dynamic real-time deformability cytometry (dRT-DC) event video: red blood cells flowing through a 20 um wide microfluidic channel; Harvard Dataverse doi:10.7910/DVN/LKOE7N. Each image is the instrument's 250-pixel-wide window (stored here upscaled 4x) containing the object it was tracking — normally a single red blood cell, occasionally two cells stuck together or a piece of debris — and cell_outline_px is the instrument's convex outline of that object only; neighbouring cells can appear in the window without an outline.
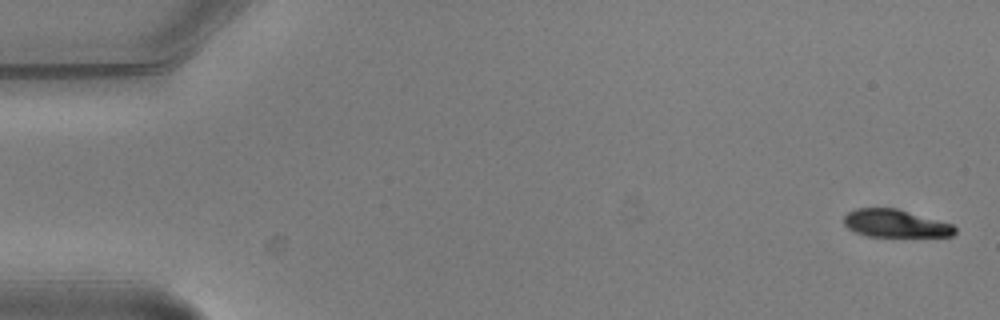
{"species": "common noctule bat (a hibernating species)", "species_latin": "Nyctalus noctula", "temperature_condition": "warm", "stored_images_in_passage": 6, "camera_frame_rate_fps": 3000, "um_per_image_px": 0.085, "animal": {"sex": "male", "body_mass_g": 20.5, "forearm_length_mm": 52.5}, "frame": {"image": 1, "passage_image": 1, "time_ms": 0.0, "image_size_px": [1000, 320], "cell_outline_px": [[956, 232], [952, 236], [868, 236], [856, 232], [848, 228], [844, 224], [844, 216], [848, 212], [856, 208], [896, 208], [952, 224], [956, 228]], "centroid_in_image_um": [76.09, 18.99], "position_along_channel_um": 8.9, "area_um2": 17.74}}
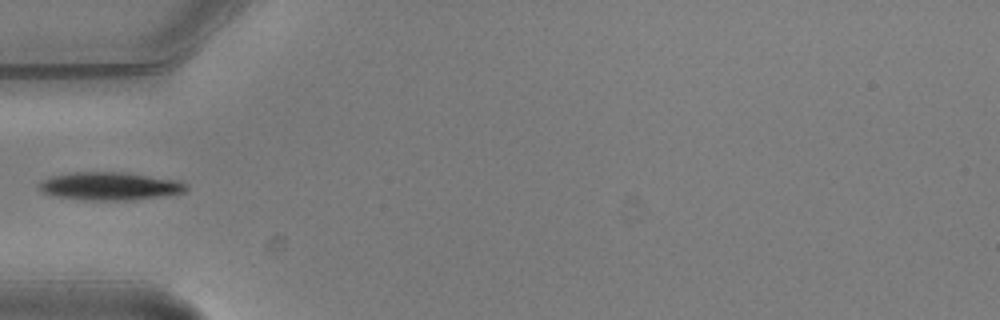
{"frame": {"image": 2, "passage_image": 5, "time_ms": 1.333, "image_size_px": [1000, 320], "cell_outline_px": [[188, 188], [184, 192], [164, 196], [132, 200], [84, 200], [56, 196], [44, 192], [36, 184], [40, 180], [52, 176], [72, 172], [124, 172], [180, 180], [188, 184]], "centroid_in_image_um": [9.37, 15.81], "position_along_channel_um": 75.6, "area_um2": 24.22}}
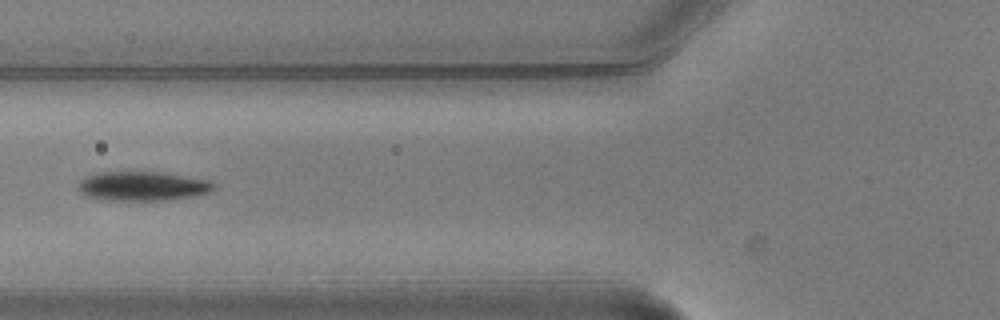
{"frame": {"image": 3, "passage_image": 6, "time_ms": 1.667, "image_size_px": [1000, 320], "cell_outline_px": [[216, 188], [212, 192], [192, 196], [168, 200], [112, 200], [88, 196], [80, 192], [76, 184], [84, 176], [96, 172], [164, 172], [212, 180], [216, 184]], "centroid_in_image_um": [12.16, 15.8], "position_along_channel_um": 113.6, "area_um2": 23.47}}